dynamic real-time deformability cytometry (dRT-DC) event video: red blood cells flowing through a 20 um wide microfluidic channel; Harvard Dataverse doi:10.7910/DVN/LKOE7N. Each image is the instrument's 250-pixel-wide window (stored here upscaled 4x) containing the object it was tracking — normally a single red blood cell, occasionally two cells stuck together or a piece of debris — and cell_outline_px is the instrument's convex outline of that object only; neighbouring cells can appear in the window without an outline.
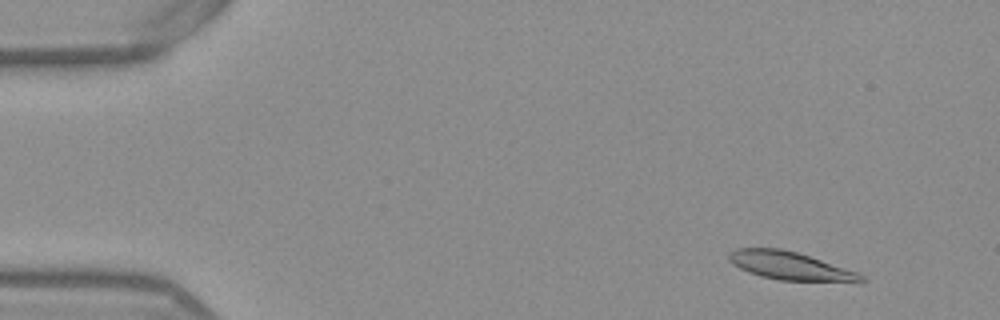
{"species": "Egyptian fruit bat (a non-hibernating species)", "species_latin": "Rousettus aegyptiacus", "temperature_condition": "warm", "stored_images_in_passage": 53, "camera_frame_rate_fps": 3000, "um_per_image_px": 0.085, "frame": {"image": 1, "passage_image": 5, "time_ms": 1.333, "image_size_px": [1000, 320], "cell_outline_px": [[868, 280], [860, 284], [780, 280], [760, 276], [740, 268], [732, 264], [728, 260], [728, 252], [736, 248], [780, 248], [796, 252], [856, 272], [864, 276]], "centroid_in_image_um": [67.23, 22.64], "position_along_channel_um": 17.8, "area_um2": 22.08}}
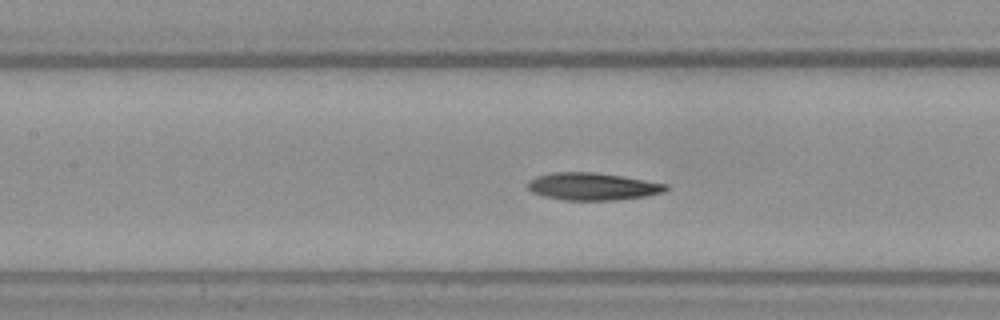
{"frame": {"image": 2, "passage_image": 24, "time_ms": 7.667, "image_size_px": [1000, 320], "cell_outline_px": [[668, 188], [664, 192], [644, 196], [620, 200], [564, 200], [544, 196], [532, 192], [528, 188], [528, 180], [536, 176], [552, 172], [592, 172], [620, 176], [668, 184]], "centroid_in_image_um": [50.35, 15.85], "position_along_channel_um": 157.1, "area_um2": 21.96}}
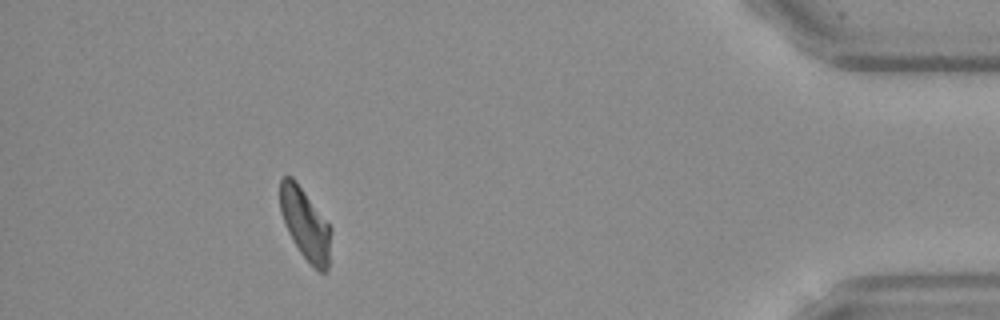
{"frame": {"image": 3, "passage_image": 48, "time_ms": 15.667, "image_size_px": [1000, 320], "cell_outline_px": [[332, 228], [328, 268], [324, 272], [320, 272], [300, 252], [292, 240], [284, 224], [280, 212], [280, 180], [284, 176], [292, 176], [296, 180]], "centroid_in_image_um": [25.94, 19.01], "position_along_channel_um": 409.3, "area_um2": 21.1}, "authors_computed_cell_mechanics": {"area_um2": 22.1374, "velocity_mm_per_s": 3.844, "shape_relaxation_time_tau1_ms": 10.8852, "shape_relaxation_time_tau2_ms": 8.6032, "deformation_change_tau1": 0.222, "deformation_change_tau2": 0.1596}}